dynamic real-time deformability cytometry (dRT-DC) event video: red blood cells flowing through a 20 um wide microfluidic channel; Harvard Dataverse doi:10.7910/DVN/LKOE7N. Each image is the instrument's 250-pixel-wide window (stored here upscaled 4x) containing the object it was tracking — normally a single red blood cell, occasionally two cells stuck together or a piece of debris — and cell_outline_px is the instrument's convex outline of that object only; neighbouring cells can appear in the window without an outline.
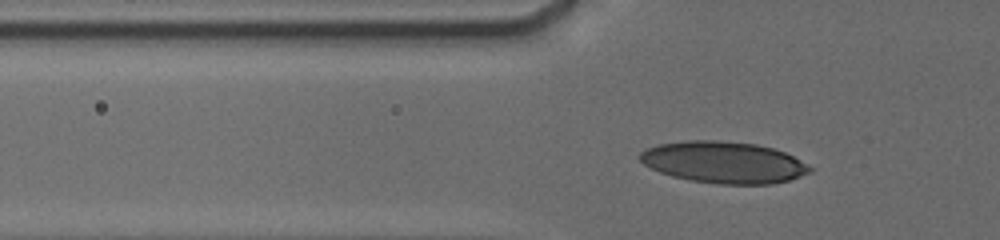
{"species": "human", "species_latin": "Homo sapiens", "temperature_condition": "cold", "stored_images_in_passage": 52, "camera_frame_rate_fps": 3000, "um_per_image_px": 0.085, "donor": {"sex": "male"}, "frame": {"image": 1, "passage_image": 2, "time_ms": 0.333, "image_size_px": [1000, 240], "cell_outline_px": [[812, 168], [808, 172], [788, 180], [768, 184], [720, 184], [692, 180], [672, 176], [660, 172], [644, 164], [640, 160], [640, 152], [656, 144], [688, 140], [720, 140], [756, 144], [772, 148], [784, 152], [800, 160]], "centroid_in_image_um": [61.47, 13.78], "position_along_channel_um": 64.3, "area_um2": 40.81}}
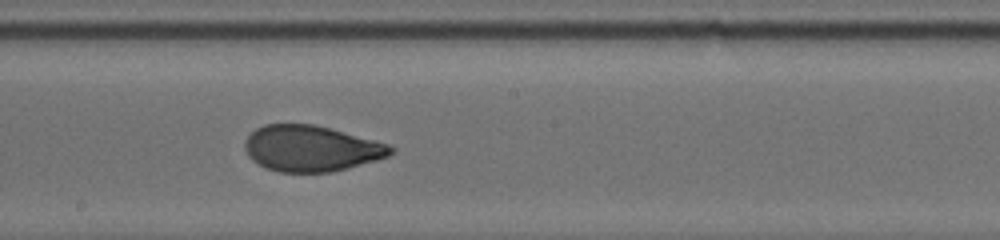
{"frame": {"image": 2, "passage_image": 34, "time_ms": 4.667, "image_size_px": [1000, 240], "cell_outline_px": [[396, 148], [388, 156], [376, 160], [348, 168], [332, 172], [280, 172], [268, 168], [252, 160], [248, 156], [244, 148], [244, 140], [256, 128], [264, 124], [316, 124], [388, 144]], "centroid_in_image_um": [26.43, 12.61], "position_along_channel_um": 221.8, "area_um2": 38.96}}
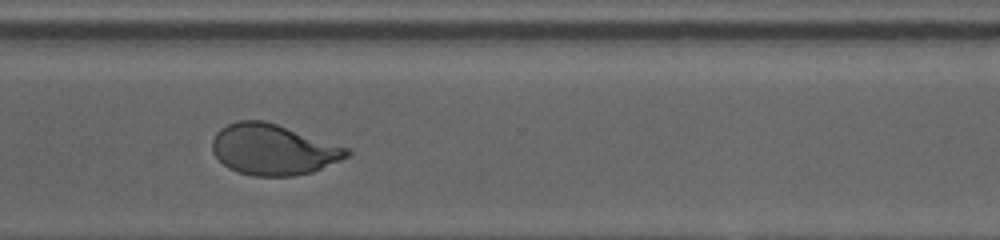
{"frame": {"image": 3, "passage_image": 51, "time_ms": 8.0, "image_size_px": [1000, 240], "cell_outline_px": [[352, 152], [348, 156], [340, 160], [312, 172], [296, 176], [256, 176], [240, 172], [228, 168], [212, 152], [212, 140], [216, 132], [220, 128], [228, 124], [240, 120], [264, 120], [348, 148]], "centroid_in_image_um": [23.19, 12.71], "position_along_channel_um": 347.4, "area_um2": 39.48}}